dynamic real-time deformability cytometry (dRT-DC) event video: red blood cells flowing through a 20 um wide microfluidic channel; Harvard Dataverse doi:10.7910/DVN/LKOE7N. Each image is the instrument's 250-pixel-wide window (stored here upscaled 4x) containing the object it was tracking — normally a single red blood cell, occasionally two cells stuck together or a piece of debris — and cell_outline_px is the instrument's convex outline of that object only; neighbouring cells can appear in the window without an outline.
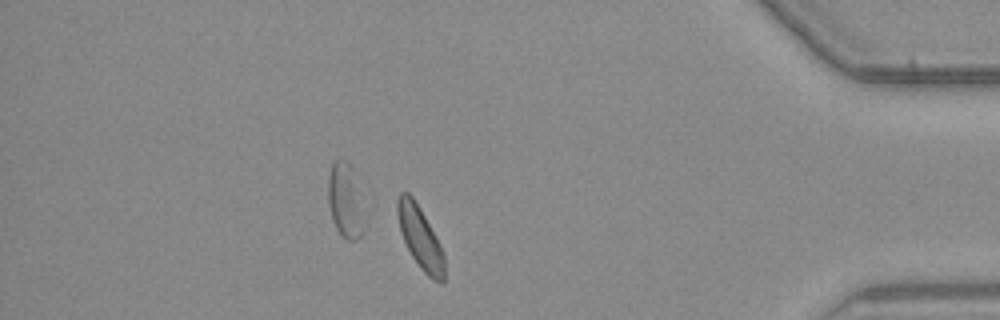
{"species": "common noctule bat (a hibernating species)", "species_latin": "Nyctalus noctula", "temperature_condition": "warm", "stored_images_in_passage": 44, "camera_frame_rate_fps": 3000, "um_per_image_px": 0.085, "animal": {"sex": "male", "body_mass_g": 23.1, "forearm_length_mm": 52.7}, "frame": {"image": 1, "passage_image": 38, "time_ms": 12.333, "image_size_px": [1000, 320], "cell_outline_px": [[444, 280], [440, 284], [432, 280], [420, 268], [412, 256], [400, 232], [396, 212], [396, 200], [400, 192], [408, 192], [412, 196], [420, 208], [436, 236], [440, 244], [444, 256]], "centroid_in_image_um": [35.7, 20.19], "position_along_channel_um": 399.5, "area_um2": 17.05}}